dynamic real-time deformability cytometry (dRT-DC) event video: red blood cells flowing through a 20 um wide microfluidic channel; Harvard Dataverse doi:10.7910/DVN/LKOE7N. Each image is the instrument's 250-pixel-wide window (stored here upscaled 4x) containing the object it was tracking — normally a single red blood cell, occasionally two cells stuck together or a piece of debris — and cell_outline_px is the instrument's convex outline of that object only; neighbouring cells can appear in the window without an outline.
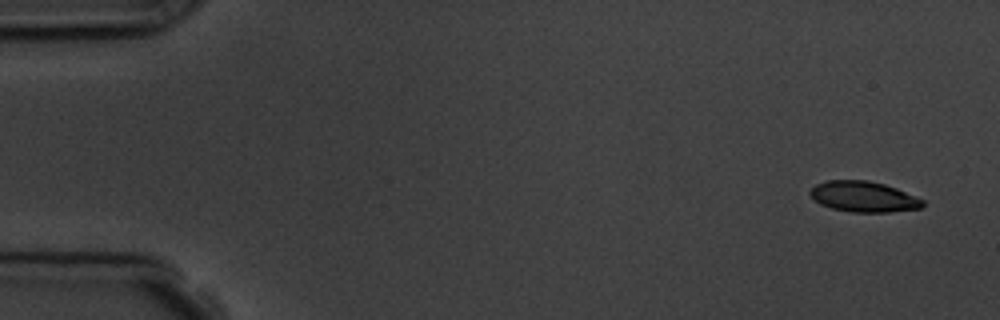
{"species": "common noctule bat (a hibernating species)", "species_latin": "Nyctalus noctula", "temperature_condition": "room temperature", "stored_images_in_passage": 4, "camera_frame_rate_fps": 3000, "um_per_image_px": 0.085, "animal": {"sex": "male", "body_mass_g": 19.5, "forearm_length_mm": 54.6}, "frame": {"image": 1, "passage_image": 1, "time_ms": 0.0, "image_size_px": [1000, 320], "cell_outline_px": [[924, 204], [920, 208], [888, 212], [852, 212], [832, 208], [820, 204], [808, 192], [816, 184], [828, 180], [868, 180], [884, 184], [896, 188], [924, 200]], "centroid_in_image_um": [73.4, 16.71], "position_along_channel_um": 11.6, "area_um2": 19.94}}
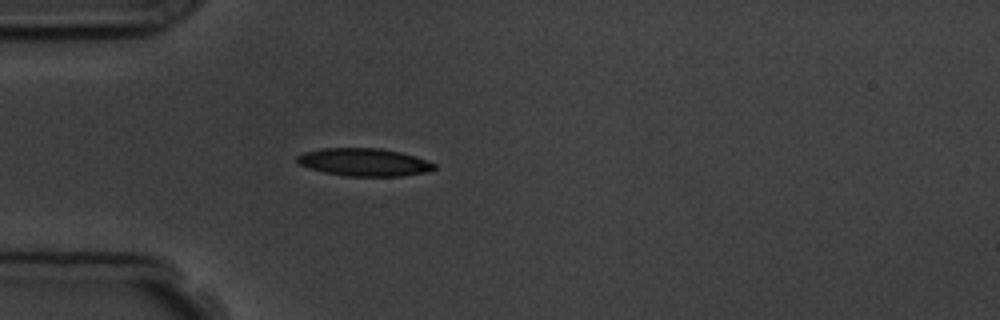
{"frame": {"image": 2, "passage_image": 4, "time_ms": 4.333, "image_size_px": [1000, 320], "cell_outline_px": [[436, 168], [424, 172], [400, 176], [348, 176], [324, 172], [300, 164], [296, 160], [296, 156], [304, 152], [324, 148], [380, 148], [400, 152], [436, 164]], "centroid_in_image_um": [30.92, 13.78], "position_along_channel_um": 54.1, "area_um2": 21.79}}